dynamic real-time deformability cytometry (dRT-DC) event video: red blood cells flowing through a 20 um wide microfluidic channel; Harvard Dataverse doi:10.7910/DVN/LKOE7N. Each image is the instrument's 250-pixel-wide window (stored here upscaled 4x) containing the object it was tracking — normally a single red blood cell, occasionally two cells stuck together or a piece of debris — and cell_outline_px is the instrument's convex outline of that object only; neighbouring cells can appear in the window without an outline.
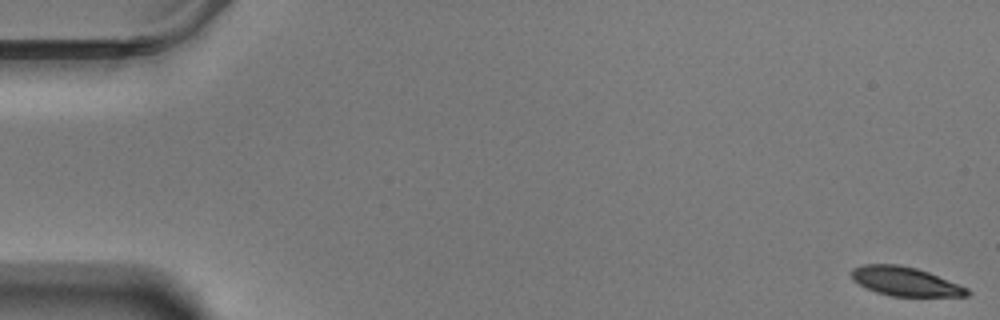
{"species": "Egyptian fruit bat (a non-hibernating species)", "species_latin": "Rousettus aegyptiacus", "temperature_condition": "warm", "stored_images_in_passage": 18, "camera_frame_rate_fps": 3000, "um_per_image_px": 0.085, "animal": {"sex": "male"}, "frame": {"image": 1, "passage_image": 1, "time_ms": 0.0, "image_size_px": [1000, 320], "cell_outline_px": [[972, 292], [968, 296], [892, 296], [876, 292], [864, 288], [852, 280], [852, 268], [864, 264], [896, 264], [916, 268], [928, 272], [968, 288]], "centroid_in_image_um": [76.92, 23.92], "position_along_channel_um": 8.1, "area_um2": 19.54}}
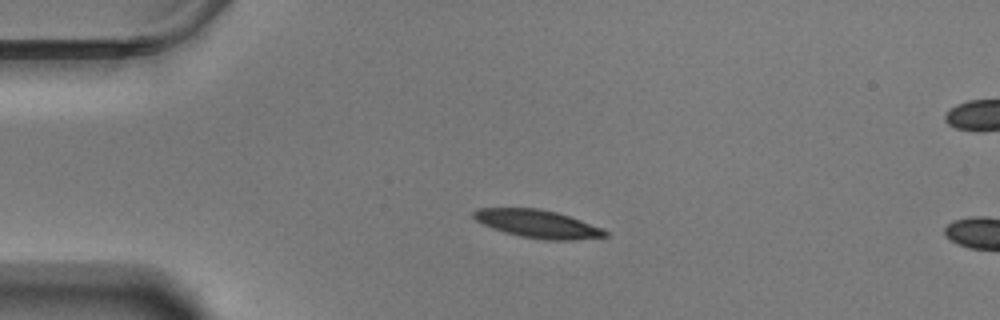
{"frame": {"image": 2, "passage_image": 14, "time_ms": 4.333, "image_size_px": [1000, 320], "cell_outline_px": [[608, 236], [572, 240], [544, 240], [520, 236], [504, 232], [492, 228], [476, 220], [472, 216], [472, 212], [480, 208], [536, 208], [556, 212], [580, 220], [600, 228], [608, 232]], "centroid_in_image_um": [45.67, 19.03], "position_along_channel_um": 39.3, "area_um2": 21.15}}